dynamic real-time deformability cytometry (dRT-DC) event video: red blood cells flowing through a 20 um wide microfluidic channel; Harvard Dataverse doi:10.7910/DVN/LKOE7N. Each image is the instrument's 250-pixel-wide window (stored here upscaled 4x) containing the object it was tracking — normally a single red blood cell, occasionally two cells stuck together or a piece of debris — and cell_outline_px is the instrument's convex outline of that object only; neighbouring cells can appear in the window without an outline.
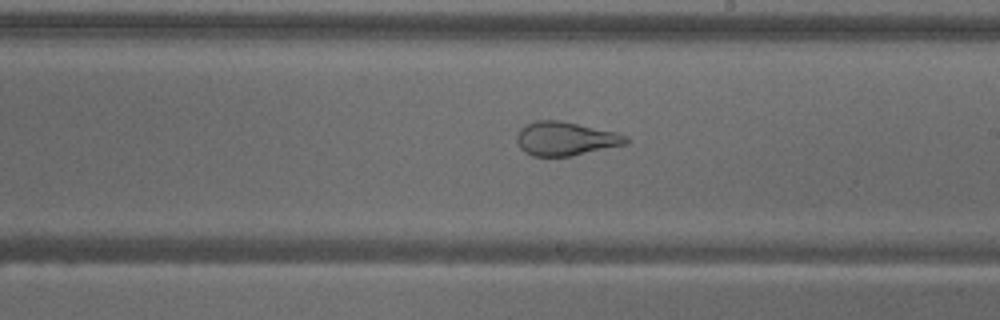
{"species": "common noctule bat (a hibernating species)", "species_latin": "Nyctalus noctula", "temperature_condition": "warm", "stored_images_in_passage": 54, "camera_frame_rate_fps": 3000, "um_per_image_px": 0.085, "animal": {"sex": "male", "body_mass_g": 18.8}, "frame": {"image": 1, "passage_image": 31, "time_ms": 10.0, "image_size_px": [1000, 320], "cell_outline_px": [[628, 144], [572, 156], [532, 156], [524, 152], [520, 148], [516, 140], [516, 132], [524, 124], [536, 120], [560, 120], [616, 132], [628, 136]], "centroid_in_image_um": [48.04, 11.78], "position_along_channel_um": 241.0, "area_um2": 21.79}}
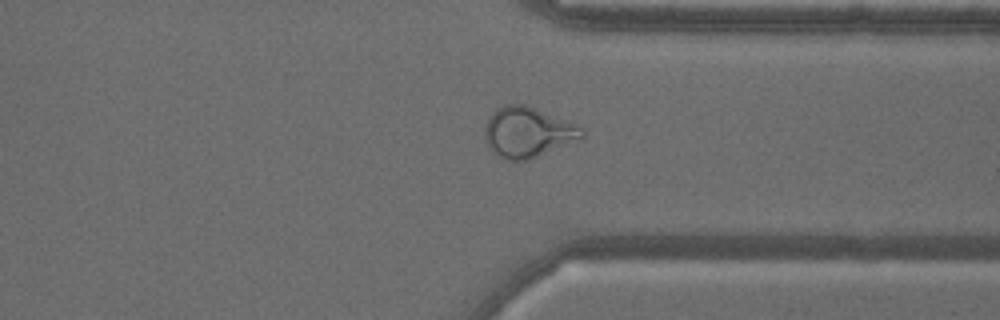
{"frame": {"image": 2, "passage_image": 41, "time_ms": 13.333, "image_size_px": [1000, 320], "cell_outline_px": [[584, 136], [528, 160], [508, 160], [492, 152], [484, 136], [484, 128], [488, 116], [496, 108], [504, 104], [524, 104], [536, 108], [580, 124], [584, 128]], "centroid_in_image_um": [44.84, 11.2], "position_along_channel_um": 366.6, "area_um2": 28.5}}
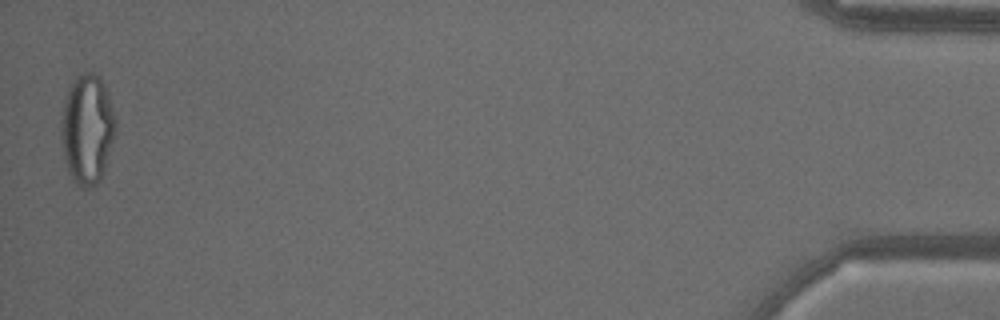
{"frame": {"image": 3, "passage_image": 53, "time_ms": 17.333, "image_size_px": [1000, 320], "cell_outline_px": [[116, 132], [100, 180], [96, 184], [88, 188], [80, 188], [72, 180], [68, 172], [64, 160], [60, 140], [60, 112], [68, 88], [72, 80], [76, 76], [84, 72], [92, 72], [100, 76], [104, 84], [108, 96], [116, 124]], "centroid_in_image_um": [7.36, 10.97], "position_along_channel_um": 427.8, "area_um2": 35.32}, "authors_computed_cell_mechanics": {"area_um2": 29.7381, "velocity_mm_per_s": 3.7852, "shape_relaxation_time_tau1_ms": null, "shape_relaxation_time_tau2_ms": 1.053, "deformation_change_tau1": null, "deformation_change_tau2": 0.0929}}